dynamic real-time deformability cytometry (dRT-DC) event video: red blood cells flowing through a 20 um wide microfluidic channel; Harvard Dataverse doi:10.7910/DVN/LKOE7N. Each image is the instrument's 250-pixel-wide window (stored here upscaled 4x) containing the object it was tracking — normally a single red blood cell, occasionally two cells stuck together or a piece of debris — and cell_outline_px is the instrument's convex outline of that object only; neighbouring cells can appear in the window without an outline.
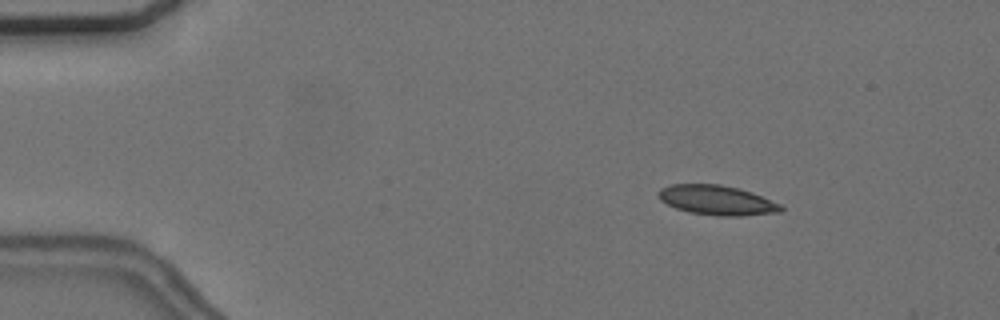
{"species": "common noctule bat (a hibernating species)", "species_latin": "Nyctalus noctula", "temperature_condition": "cold", "stored_images_in_passage": 8, "camera_frame_rate_fps": 3000, "um_per_image_px": 0.085, "animal": {"sex": "female", "body_mass_g": 24.6, "forearm_length_mm": 56.2}, "frame": {"image": 1, "passage_image": 3, "time_ms": 0.667, "image_size_px": [1000, 320], "cell_outline_px": [[784, 208], [780, 212], [740, 216], [716, 216], [688, 212], [676, 208], [660, 200], [656, 192], [660, 188], [672, 184], [720, 184], [740, 188], [752, 192], [780, 204]], "centroid_in_image_um": [60.91, 17.01], "position_along_channel_um": 24.1, "area_um2": 21.33}}